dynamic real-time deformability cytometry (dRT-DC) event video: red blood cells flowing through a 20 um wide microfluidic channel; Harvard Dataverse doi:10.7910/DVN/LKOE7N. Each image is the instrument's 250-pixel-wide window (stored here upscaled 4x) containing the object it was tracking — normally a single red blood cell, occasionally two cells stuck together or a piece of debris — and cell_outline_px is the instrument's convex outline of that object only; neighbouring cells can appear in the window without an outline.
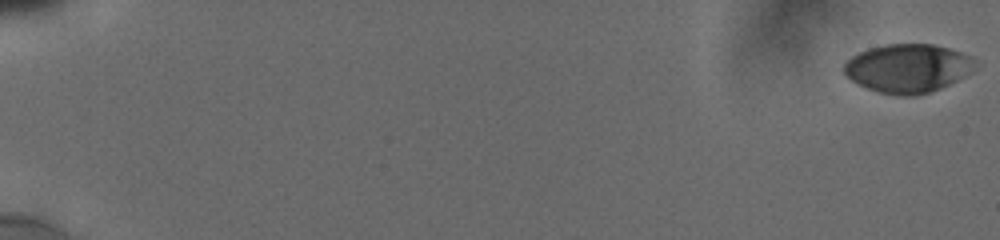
{"species": "human", "species_latin": "Homo sapiens", "temperature_condition": "cold", "stored_images_in_passage": 12, "camera_frame_rate_fps": 3000, "um_per_image_px": 0.085, "donor": {"sex": "male"}, "frame": {"image": 1, "passage_image": 1, "time_ms": 0.0, "image_size_px": [1000, 240], "cell_outline_px": [[976, 60], [972, 72], [940, 88], [916, 96], [896, 96], [880, 92], [868, 88], [852, 80], [844, 72], [844, 64], [852, 56], [868, 48], [888, 44], [932, 44], [948, 48], [972, 56]], "centroid_in_image_um": [77.18, 5.8], "position_along_channel_um": 7.8, "area_um2": 36.88}}
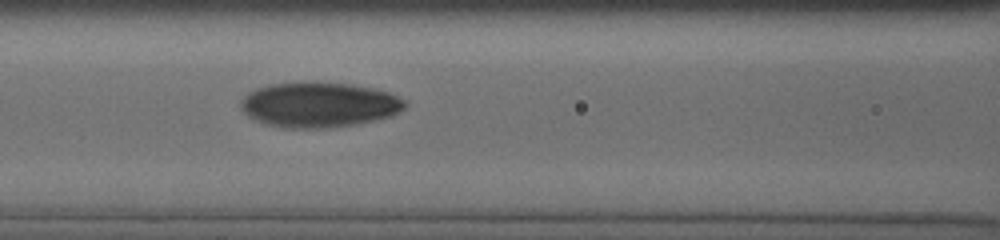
{"frame": {"image": 2, "passage_image": 11, "time_ms": 9.0, "image_size_px": [1000, 240], "cell_outline_px": [[408, 104], [400, 112], [392, 116], [356, 124], [328, 128], [284, 128], [264, 124], [248, 116], [240, 108], [240, 100], [248, 92], [256, 88], [272, 84], [300, 80], [352, 84], [372, 88], [388, 92], [408, 100]], "centroid_in_image_um": [27.11, 8.89], "position_along_channel_um": 139.5, "area_um2": 43.99}}
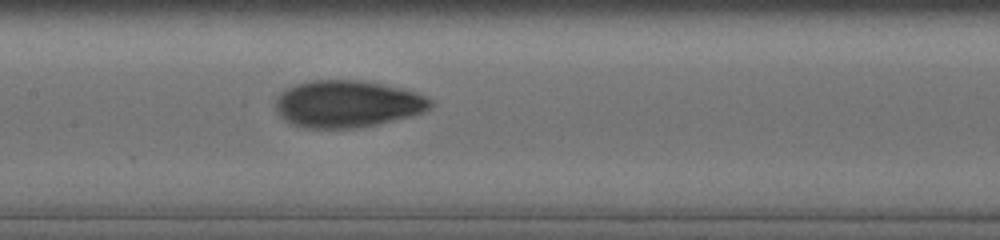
{"frame": {"image": 3, "passage_image": 12, "time_ms": 10.0, "image_size_px": [1000, 240], "cell_outline_px": [[432, 104], [428, 108], [412, 116], [376, 124], [356, 128], [304, 128], [292, 124], [284, 120], [280, 116], [276, 108], [276, 100], [288, 88], [296, 84], [312, 80], [360, 80], [380, 84], [412, 92], [424, 96], [432, 100]], "centroid_in_image_um": [29.48, 8.85], "position_along_channel_um": 177.9, "area_um2": 41.79}}